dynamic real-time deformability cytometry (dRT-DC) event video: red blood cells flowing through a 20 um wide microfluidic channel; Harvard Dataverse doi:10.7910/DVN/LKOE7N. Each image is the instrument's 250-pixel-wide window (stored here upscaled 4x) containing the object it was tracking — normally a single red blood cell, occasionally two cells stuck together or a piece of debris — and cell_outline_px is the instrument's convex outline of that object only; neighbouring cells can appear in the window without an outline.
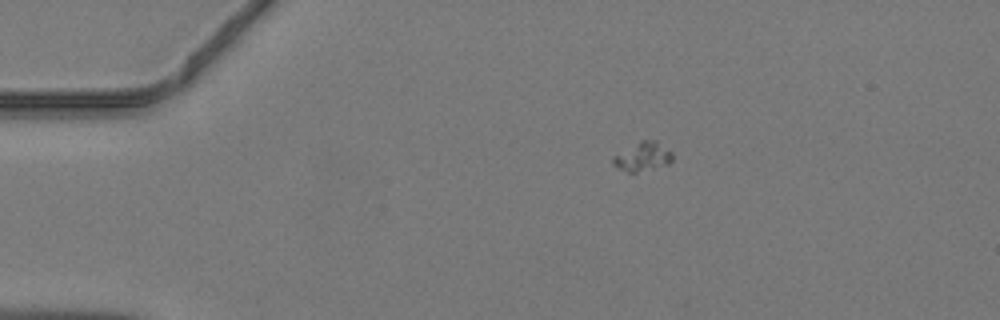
{"species": "common noctule bat (a hibernating species)", "species_latin": "Nyctalus noctula", "temperature_condition": "warm", "stored_images_in_passage": 10, "segment_of_instrument_passage": [1, 2], "camera_frame_rate_fps": 3000, "um_per_image_px": 0.085, "animal": {"sex": "male", "body_mass_g": 19.2, "forearm_length_mm": 51.8}, "frame": {"image": 1, "passage_image": 4, "time_ms": 1.0, "image_size_px": [1000, 320], "cell_outline_px": [[672, 160], [668, 164], [636, 172], [628, 172], [616, 168], [612, 164], [612, 156], [640, 140], [656, 140], [672, 152]], "centroid_in_image_um": [54.59, 13.31], "position_along_channel_um": 30.4, "area_um2": 10.0}}